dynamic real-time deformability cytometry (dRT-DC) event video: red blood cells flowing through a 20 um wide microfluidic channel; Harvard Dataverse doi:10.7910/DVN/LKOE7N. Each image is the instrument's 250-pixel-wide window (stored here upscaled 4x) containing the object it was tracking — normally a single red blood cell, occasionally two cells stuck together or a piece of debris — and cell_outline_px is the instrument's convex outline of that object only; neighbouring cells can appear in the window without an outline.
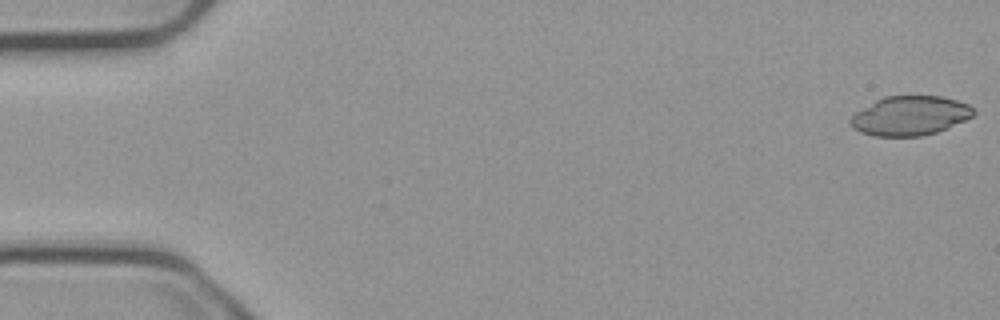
{"species": "common noctule bat (a hibernating species)", "species_latin": "Nyctalus noctula", "temperature_condition": "cold", "stored_images_in_passage": 54, "camera_frame_rate_fps": 3000, "um_per_image_px": 0.085, "animal": {"sex": "male", "body_mass_g": 23.1, "forearm_length_mm": 52.7}, "frame": {"image": 1, "passage_image": 1, "time_ms": 0.0, "image_size_px": [1000, 320], "cell_outline_px": [[976, 112], [972, 116], [964, 120], [936, 132], [920, 136], [876, 136], [860, 132], [852, 128], [848, 120], [856, 112], [876, 100], [884, 96], [940, 96], [956, 100], [968, 104]], "centroid_in_image_um": [77.32, 9.83], "position_along_channel_um": 7.7, "area_um2": 27.98}}